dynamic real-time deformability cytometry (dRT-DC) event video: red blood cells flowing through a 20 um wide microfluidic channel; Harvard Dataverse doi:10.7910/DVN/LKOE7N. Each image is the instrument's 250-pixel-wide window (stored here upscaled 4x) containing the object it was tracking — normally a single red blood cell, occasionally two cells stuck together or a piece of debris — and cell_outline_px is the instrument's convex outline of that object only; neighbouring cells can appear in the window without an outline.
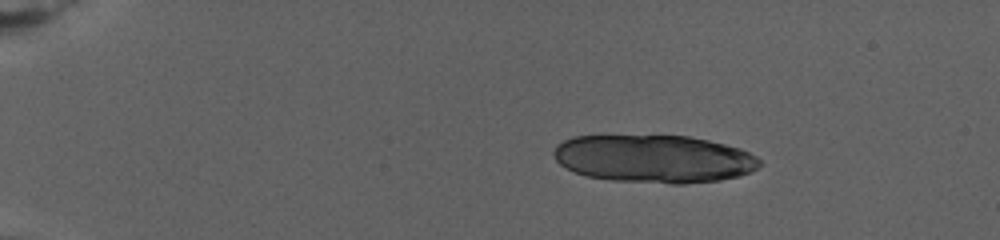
{"species": "human", "species_latin": "Homo sapiens", "temperature_condition": "warm", "stored_images_in_passage": 26, "camera_frame_rate_fps": 3000, "um_per_image_px": 0.085, "donor": {"sex": "female"}, "frame": {"image": 1, "passage_image": 1, "time_ms": 0.0, "image_size_px": [1000, 240], "cell_outline_px": [[760, 164], [756, 168], [748, 172], [736, 176], [720, 180], [684, 184], [672, 184], [612, 180], [588, 176], [576, 172], [560, 164], [556, 160], [552, 152], [556, 144], [572, 136], [688, 136], [708, 140], [740, 148], [756, 156], [760, 160]], "centroid_in_image_um": [55.57, 13.49], "position_along_channel_um": 29.4, "area_um2": 57.22}}